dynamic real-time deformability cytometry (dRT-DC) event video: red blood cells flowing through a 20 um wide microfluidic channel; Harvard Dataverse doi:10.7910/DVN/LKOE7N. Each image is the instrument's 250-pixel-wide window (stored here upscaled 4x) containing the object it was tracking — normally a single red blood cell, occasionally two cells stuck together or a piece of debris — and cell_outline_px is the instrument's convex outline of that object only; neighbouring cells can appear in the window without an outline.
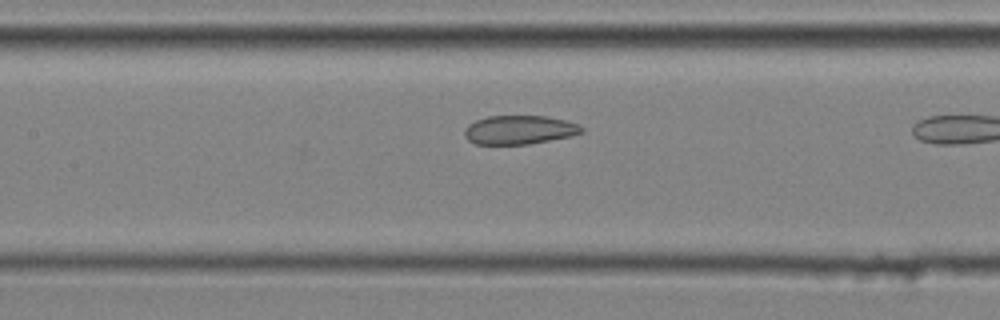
{"species": "common noctule bat (a hibernating species)", "species_latin": "Nyctalus noctula", "temperature_condition": "cold", "stored_images_in_passage": 9, "camera_frame_rate_fps": 3000, "um_per_image_px": 0.085, "animal": {"sex": "male", "body_mass_g": 20.4}, "frame": {"image": 1, "passage_image": 8, "time_ms": 2.333, "image_size_px": [1000, 320], "cell_outline_px": [[584, 132], [572, 136], [528, 144], [476, 144], [468, 140], [464, 136], [464, 128], [468, 124], [476, 120], [488, 116], [544, 116], [564, 120], [580, 124], [584, 128]], "centroid_in_image_um": [44.15, 11.04], "position_along_channel_um": 163.3, "area_um2": 19.77}}